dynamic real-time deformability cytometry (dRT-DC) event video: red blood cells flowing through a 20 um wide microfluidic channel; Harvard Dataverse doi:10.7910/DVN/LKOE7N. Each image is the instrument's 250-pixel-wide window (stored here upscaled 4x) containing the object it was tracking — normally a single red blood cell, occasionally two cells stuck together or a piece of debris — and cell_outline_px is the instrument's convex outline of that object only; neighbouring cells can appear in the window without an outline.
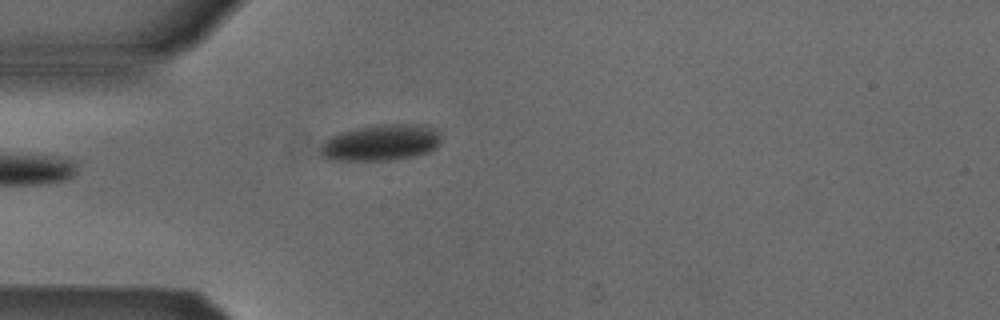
{"species": "Egyptian fruit bat (a non-hibernating species)", "species_latin": "Rousettus aegyptiacus", "temperature_condition": "cold", "stored_images_in_passage": 24, "camera_frame_rate_fps": 3000, "um_per_image_px": 0.085, "animal": {"sex": "male"}, "frame": {"image": 1, "passage_image": 1, "time_ms": 0.0, "image_size_px": [1000, 320], "cell_outline_px": [[440, 144], [436, 148], [428, 152], [412, 156], [388, 160], [336, 160], [320, 156], [320, 144], [324, 140], [340, 132], [356, 128], [380, 124], [424, 124], [436, 128], [440, 132]], "centroid_in_image_um": [32.4, 12.11], "position_along_channel_um": 52.6, "area_um2": 25.66}}